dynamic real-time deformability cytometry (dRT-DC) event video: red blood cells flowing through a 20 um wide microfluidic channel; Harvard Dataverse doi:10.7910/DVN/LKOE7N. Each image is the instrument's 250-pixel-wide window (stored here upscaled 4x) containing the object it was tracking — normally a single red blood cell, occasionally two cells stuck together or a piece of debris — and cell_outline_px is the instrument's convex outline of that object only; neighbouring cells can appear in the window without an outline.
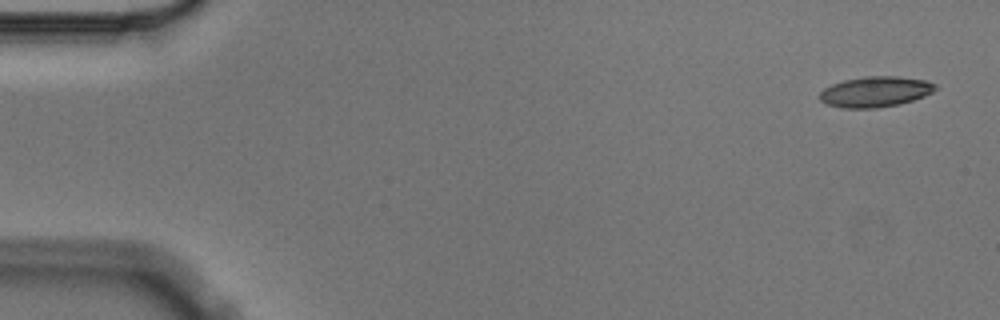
{"species": "Egyptian fruit bat (a non-hibernating species)", "species_latin": "Rousettus aegyptiacus", "temperature_condition": "cold", "stored_images_in_passage": 6, "camera_frame_rate_fps": 3000, "um_per_image_px": 0.085, "animal": {"sex": "male"}, "frame": {"image": 1, "passage_image": 1, "time_ms": 0.0, "image_size_px": [1000, 320], "cell_outline_px": [[936, 88], [932, 92], [924, 96], [900, 104], [876, 108], [840, 108], [828, 104], [820, 100], [820, 92], [824, 88], [832, 84], [844, 80], [868, 76], [900, 76], [928, 80], [936, 84]], "centroid_in_image_um": [74.42, 7.79], "position_along_channel_um": 10.6, "area_um2": 20.63}}
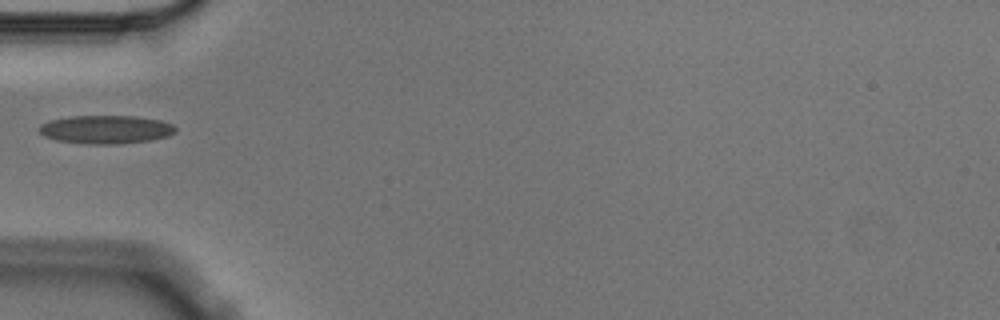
{"frame": {"image": 2, "passage_image": 5, "time_ms": 1.333, "image_size_px": [1000, 320], "cell_outline_px": [[176, 132], [168, 136], [152, 140], [120, 144], [84, 144], [56, 140], [44, 136], [40, 132], [40, 124], [52, 120], [68, 116], [136, 116], [160, 120], [172, 124], [176, 128]], "centroid_in_image_um": [9.02, 11.01], "position_along_channel_um": 76.0, "area_um2": 22.66}}
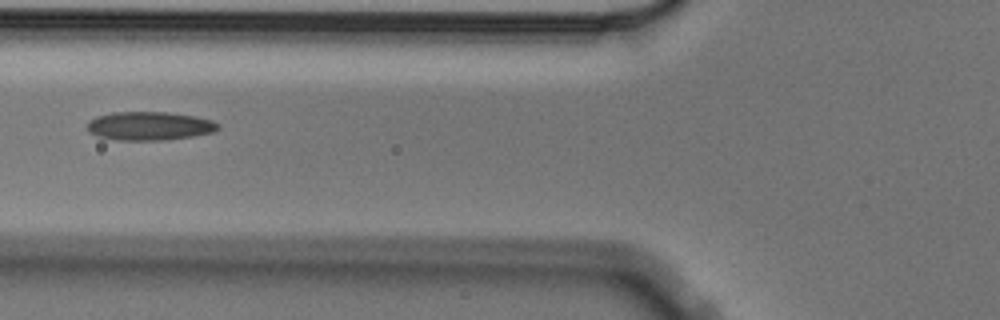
{"frame": {"image": 3, "passage_image": 6, "time_ms": 1.667, "image_size_px": [1000, 320], "cell_outline_px": [[220, 128], [216, 132], [192, 136], [164, 140], [116, 140], [96, 136], [88, 132], [88, 120], [96, 116], [112, 112], [168, 112], [192, 116], [212, 120], [220, 124]], "centroid_in_image_um": [12.69, 10.71], "position_along_channel_um": 113.1, "area_um2": 21.96}}